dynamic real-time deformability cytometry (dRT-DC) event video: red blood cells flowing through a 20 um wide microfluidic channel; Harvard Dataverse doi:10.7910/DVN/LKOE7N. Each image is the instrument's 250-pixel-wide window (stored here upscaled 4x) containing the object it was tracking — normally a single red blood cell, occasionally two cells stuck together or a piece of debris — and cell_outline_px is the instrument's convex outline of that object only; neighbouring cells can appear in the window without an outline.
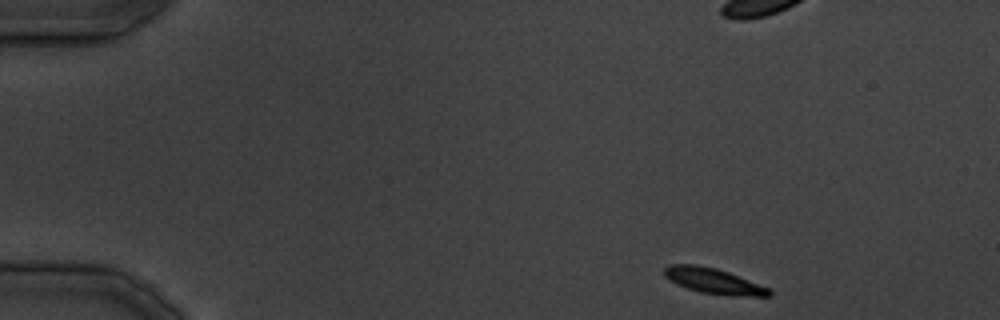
{"species": "common noctule bat (a hibernating species)", "species_latin": "Nyctalus noctula", "temperature_condition": "cold", "stored_images_in_passage": 34, "camera_frame_rate_fps": 3000, "um_per_image_px": 0.085, "animal": {"sex": "male", "body_mass_g": 19.5, "forearm_length_mm": 54.6}, "frame": {"image": 1, "passage_image": 1, "time_ms": 0.0, "image_size_px": [1000, 320], "cell_outline_px": [[772, 296], [732, 296], [700, 292], [676, 284], [664, 276], [664, 268], [668, 264], [696, 264], [716, 268], [728, 272], [768, 288], [772, 292]], "centroid_in_image_um": [60.62, 23.88], "position_along_channel_um": 24.4, "area_um2": 15.49}}
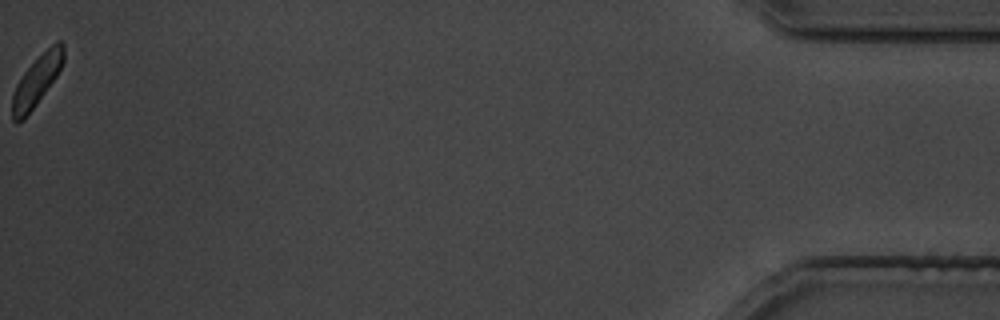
{"frame": {"image": 2, "passage_image": 34, "time_ms": 41.333, "image_size_px": [1000, 320], "cell_outline_px": [[64, 60], [56, 76], [36, 104], [24, 120], [16, 124], [12, 120], [12, 96], [16, 84], [24, 72], [56, 40], [60, 40], [64, 44]], "centroid_in_image_um": [3.1, 6.89], "position_along_channel_um": 432.1, "area_um2": 14.8}}